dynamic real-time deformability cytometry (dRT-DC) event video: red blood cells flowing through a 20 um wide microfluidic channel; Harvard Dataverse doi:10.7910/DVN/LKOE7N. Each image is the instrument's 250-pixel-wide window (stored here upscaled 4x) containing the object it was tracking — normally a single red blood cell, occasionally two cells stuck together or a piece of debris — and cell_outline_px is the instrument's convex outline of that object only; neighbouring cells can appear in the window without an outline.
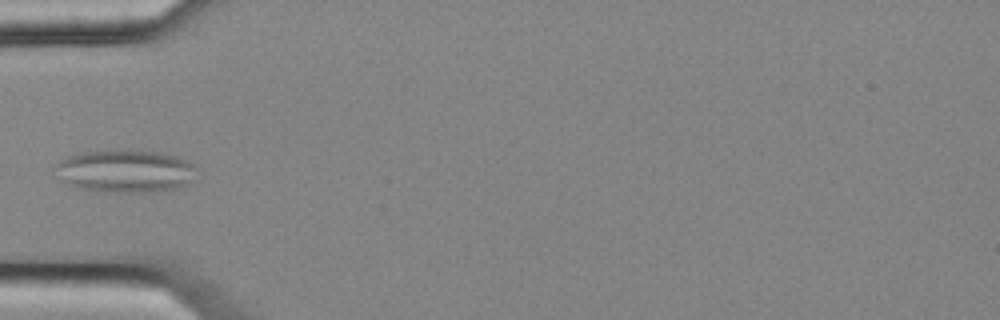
{"species": "common noctule bat (a hibernating species)", "species_latin": "Nyctalus noctula", "temperature_condition": "cold", "stored_images_in_passage": 10, "segment_of_instrument_passage": [1, 2], "camera_frame_rate_fps": 3000, "um_per_image_px": 0.085, "animal": {"sex": "female", "body_mass_g": 25.1}, "frame": {"image": 1, "passage_image": 5, "time_ms": 1.333, "image_size_px": [1000, 320], "cell_outline_px": [[192, 184], [176, 188], [156, 192], [108, 192], [76, 188], [52, 176], [52, 164], [68, 156], [80, 152], [116, 148], [156, 152], [176, 156], [192, 164]], "centroid_in_image_um": [10.5, 14.53], "position_along_channel_um": 74.5, "area_um2": 36.07}}